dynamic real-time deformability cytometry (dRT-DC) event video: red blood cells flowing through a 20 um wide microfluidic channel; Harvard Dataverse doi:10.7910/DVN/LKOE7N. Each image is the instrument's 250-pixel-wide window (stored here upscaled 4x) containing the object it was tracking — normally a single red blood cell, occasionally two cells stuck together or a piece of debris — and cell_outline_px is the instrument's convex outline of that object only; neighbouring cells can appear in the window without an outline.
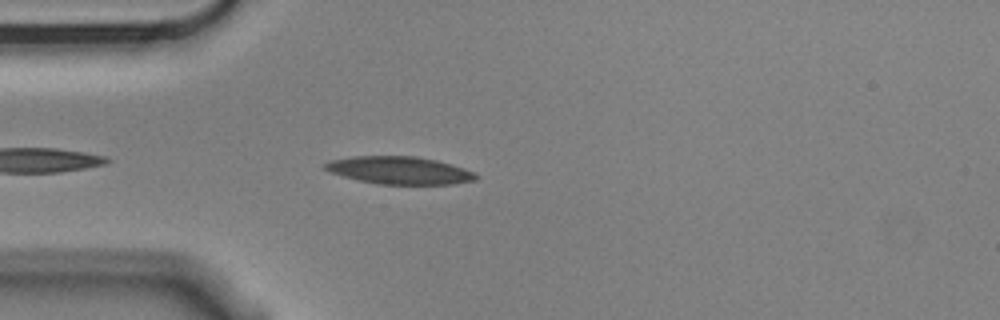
{"species": "Egyptian fruit bat (a non-hibernating species)", "species_latin": "Rousettus aegyptiacus", "temperature_condition": "cold", "stored_images_in_passage": 4, "camera_frame_rate_fps": 3000, "um_per_image_px": 0.085, "animal": {"sex": "male"}, "frame": {"image": 1, "passage_image": 4, "time_ms": 1.0, "image_size_px": [1000, 320], "cell_outline_px": [[480, 176], [476, 180], [452, 184], [376, 184], [344, 176], [320, 168], [324, 164], [332, 160], [352, 156], [416, 156], [436, 160], [464, 168], [476, 172]], "centroid_in_image_um": [33.98, 14.48], "position_along_channel_um": 51.0, "area_um2": 24.28}}